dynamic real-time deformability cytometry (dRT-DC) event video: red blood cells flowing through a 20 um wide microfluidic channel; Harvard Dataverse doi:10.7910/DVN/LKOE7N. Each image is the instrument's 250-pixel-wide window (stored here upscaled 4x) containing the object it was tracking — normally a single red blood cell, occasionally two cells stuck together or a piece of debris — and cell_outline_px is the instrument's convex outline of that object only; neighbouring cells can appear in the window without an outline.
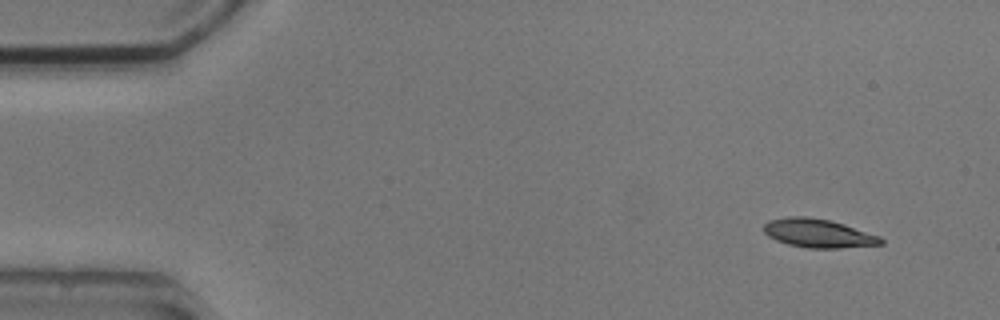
{"species": "common noctule bat (a hibernating species)", "species_latin": "Nyctalus noctula", "temperature_condition": "cold", "stored_images_in_passage": 5, "camera_frame_rate_fps": 3000, "um_per_image_px": 0.085, "animal": {"sex": "male", "body_mass_g": 20.5, "forearm_length_mm": 52.5}, "frame": {"image": 1, "passage_image": 1, "time_ms": 0.0, "image_size_px": [1000, 320], "cell_outline_px": [[884, 244], [840, 248], [808, 248], [788, 244], [776, 240], [768, 236], [764, 232], [764, 224], [768, 220], [788, 216], [808, 216], [832, 220], [880, 236], [884, 240]], "centroid_in_image_um": [69.56, 19.82], "position_along_channel_um": 15.4, "area_um2": 19.71}}